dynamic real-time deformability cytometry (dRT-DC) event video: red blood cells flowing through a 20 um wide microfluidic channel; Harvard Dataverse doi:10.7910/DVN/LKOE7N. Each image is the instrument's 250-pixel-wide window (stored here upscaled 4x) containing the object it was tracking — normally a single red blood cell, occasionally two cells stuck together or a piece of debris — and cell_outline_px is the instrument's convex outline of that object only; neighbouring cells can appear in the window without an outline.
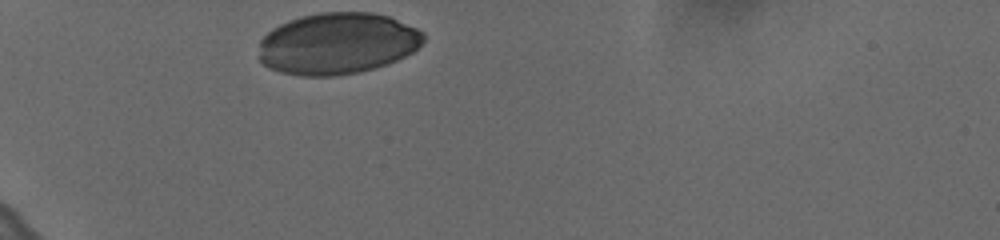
{"species": "human", "species_latin": "Homo sapiens", "temperature_condition": "cold", "stored_images_in_passage": 16, "camera_frame_rate_fps": 3000, "um_per_image_px": 0.085, "donor": {"sex": "female"}, "frame": {"image": 1, "passage_image": 1, "time_ms": 0.0, "image_size_px": [1000, 240], "cell_outline_px": [[424, 40], [412, 52], [388, 64], [376, 68], [360, 72], [336, 76], [300, 76], [280, 72], [268, 68], [260, 60], [260, 40], [272, 28], [288, 20], [300, 16], [320, 12], [372, 12], [388, 16], [416, 28], [424, 32]], "centroid_in_image_um": [28.66, 3.7], "position_along_channel_um": 56.3, "area_um2": 59.3}}
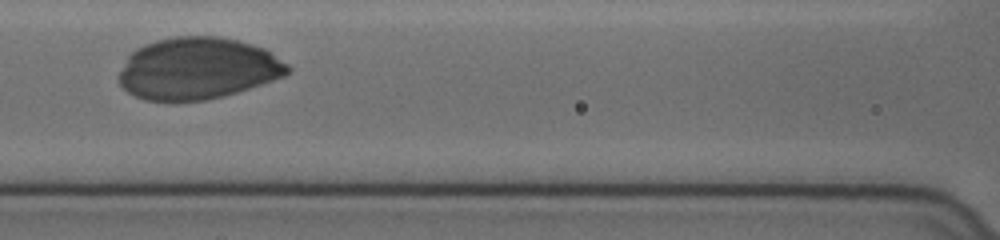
{"frame": {"image": 2, "passage_image": 10, "time_ms": 3.0, "image_size_px": [1000, 240], "cell_outline_px": [[292, 68], [284, 76], [224, 96], [204, 100], [176, 104], [144, 100], [128, 92], [120, 84], [120, 72], [128, 56], [136, 48], [144, 44], [156, 40], [176, 36], [220, 36], [240, 40], [264, 48], [288, 64]], "centroid_in_image_um": [16.79, 5.84], "position_along_channel_um": 149.8, "area_um2": 61.33}}
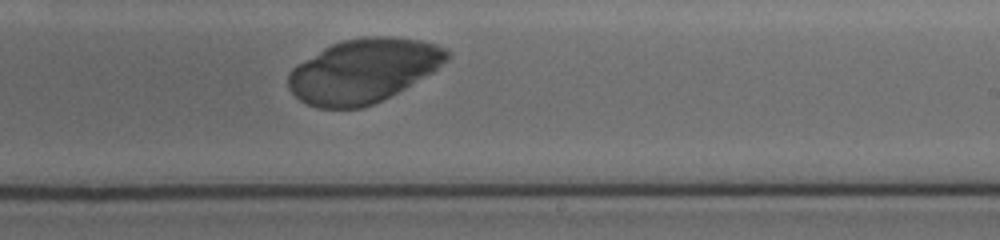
{"frame": {"image": 3, "passage_image": 16, "time_ms": 5.0, "image_size_px": [1000, 240], "cell_outline_px": [[452, 56], [448, 60], [432, 72], [404, 88], [364, 108], [316, 108], [300, 100], [288, 88], [288, 72], [296, 64], [324, 48], [332, 44], [344, 40], [368, 36], [392, 36], [420, 40], [436, 44], [448, 48], [452, 52]], "centroid_in_image_um": [30.9, 6.0], "position_along_channel_um": 258.1, "area_um2": 59.07}}